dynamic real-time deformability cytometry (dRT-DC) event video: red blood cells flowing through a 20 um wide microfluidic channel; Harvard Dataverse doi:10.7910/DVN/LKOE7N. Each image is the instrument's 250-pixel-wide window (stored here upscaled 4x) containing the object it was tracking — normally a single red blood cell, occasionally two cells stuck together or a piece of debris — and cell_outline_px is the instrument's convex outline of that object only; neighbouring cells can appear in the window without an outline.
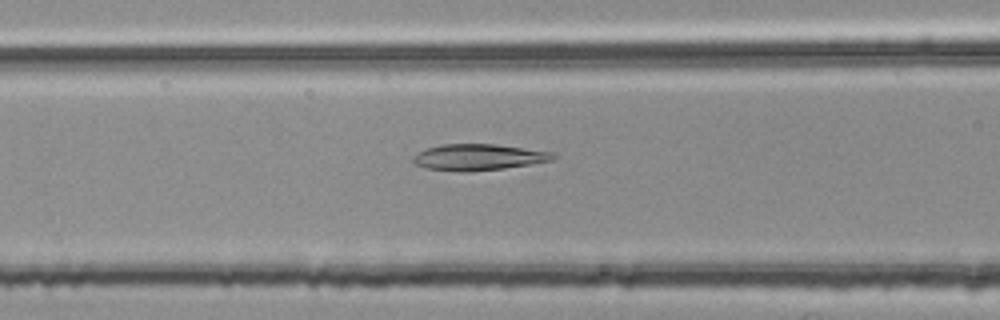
{"species": "common noctule bat (a hibernating species)", "species_latin": "Nyctalus noctula", "temperature_condition": "room temperature", "stored_images_in_passage": 43, "camera_frame_rate_fps": 3000, "um_per_image_px": 0.085, "animal": {"sex": "female", "body_mass_g": 25.1}, "frame": {"image": 1, "passage_image": 11, "time_ms": 3.333, "image_size_px": [1000, 320], "cell_outline_px": [[556, 156], [552, 160], [504, 168], [464, 172], [428, 168], [416, 164], [412, 160], [412, 156], [416, 152], [440, 144], [496, 144], [556, 152]], "centroid_in_image_um": [40.67, 13.34], "position_along_channel_um": 125.9, "area_um2": 21.33}}
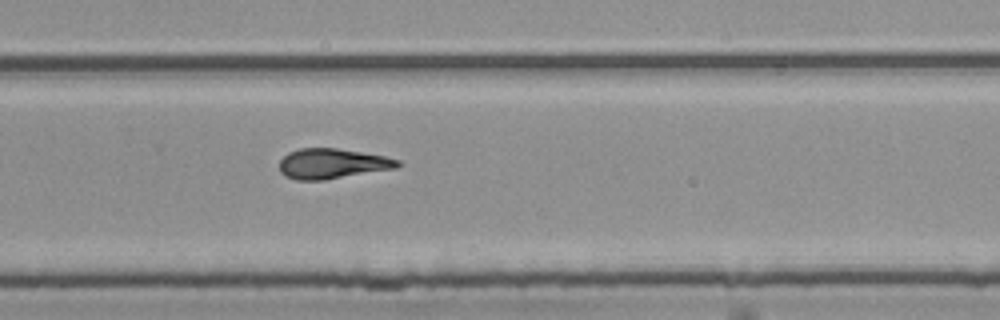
{"frame": {"image": 2, "passage_image": 25, "time_ms": 8.0, "image_size_px": [1000, 320], "cell_outline_px": [[400, 164], [396, 168], [324, 180], [296, 180], [284, 176], [280, 172], [280, 160], [288, 152], [300, 148], [336, 148], [384, 156], [400, 160]], "centroid_in_image_um": [28.2, 13.91], "position_along_channel_um": 301.6, "area_um2": 20.69}}
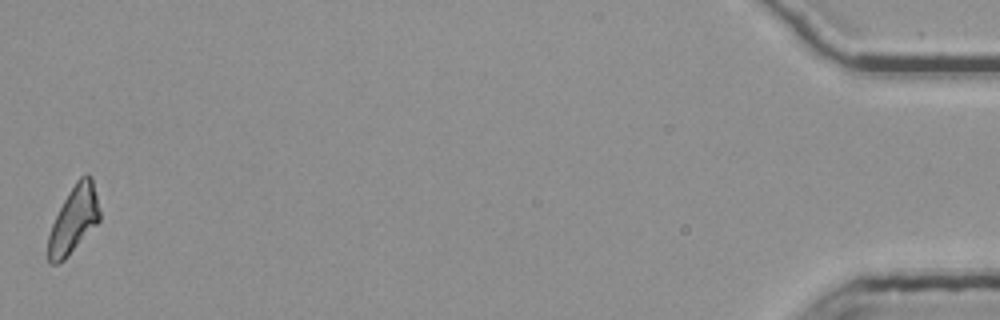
{"frame": {"image": 3, "passage_image": 43, "time_ms": 14.0, "image_size_px": [1000, 320], "cell_outline_px": [[100, 220], [68, 256], [64, 260], [56, 264], [52, 264], [48, 260], [48, 236], [52, 224], [68, 192], [76, 180], [80, 176], [88, 172], [92, 176], [100, 212]], "centroid_in_image_um": [6.27, 18.64], "position_along_channel_um": 428.9, "area_um2": 19.94}, "authors_computed_cell_mechanics": {"area_um2": 20.7502, "velocity_mm_per_s": 3.7711, "shape_relaxation_time_tau1_ms": null, "shape_relaxation_time_tau2_ms": 2.1994, "deformation_change_tau1": null, "deformation_change_tau2": 0.1054}}